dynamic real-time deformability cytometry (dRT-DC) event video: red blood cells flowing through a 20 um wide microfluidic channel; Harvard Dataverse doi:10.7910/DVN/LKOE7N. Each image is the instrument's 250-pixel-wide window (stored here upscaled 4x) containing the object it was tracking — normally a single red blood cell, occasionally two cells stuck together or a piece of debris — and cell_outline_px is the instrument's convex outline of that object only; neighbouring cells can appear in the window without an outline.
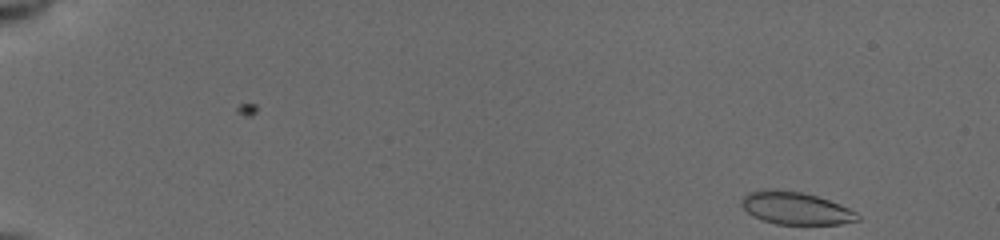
{"species": "common noctule bat (a hibernating species)", "species_latin": "Nyctalus noctula", "temperature_condition": "cold", "stored_images_in_passage": 52, "camera_frame_rate_fps": 3000, "um_per_image_px": 0.085, "animal": {"sex": "female", "body_mass_g": 19.5, "forearm_length_mm": 54.1}, "frame": {"image": 1, "passage_image": 1, "time_ms": 0.0, "image_size_px": [1000, 240], "cell_outline_px": [[860, 220], [840, 224], [776, 224], [764, 220], [748, 212], [740, 204], [740, 200], [748, 192], [768, 188], [776, 188], [800, 192], [816, 196], [840, 204], [856, 212], [860, 216]], "centroid_in_image_um": [67.63, 17.68], "position_along_channel_um": 17.4, "area_um2": 21.96}}
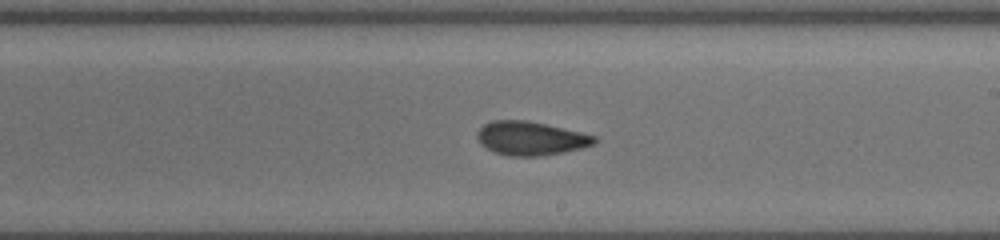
{"frame": {"image": 2, "passage_image": 31, "time_ms": 9.667, "image_size_px": [1000, 240], "cell_outline_px": [[596, 144], [564, 152], [540, 156], [508, 156], [492, 152], [480, 144], [476, 136], [476, 132], [484, 124], [492, 120], [528, 120], [580, 132], [596, 136]], "centroid_in_image_um": [45.06, 11.76], "position_along_channel_um": 243.9, "area_um2": 23.18}}
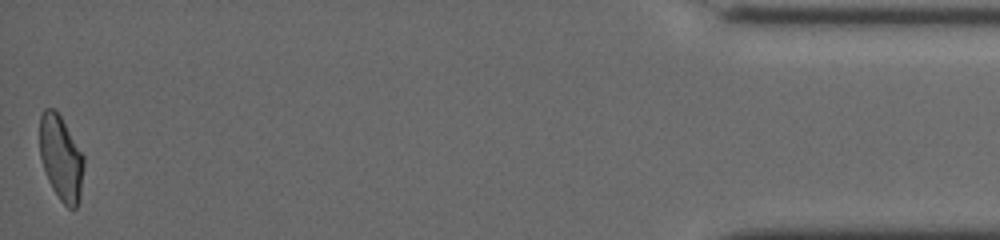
{"frame": {"image": 3, "passage_image": 52, "time_ms": 16.333, "image_size_px": [1000, 240], "cell_outline_px": [[84, 164], [80, 200], [76, 208], [68, 208], [60, 200], [52, 188], [48, 180], [40, 156], [40, 116], [44, 108], [52, 108], [60, 116], [84, 156]], "centroid_in_image_um": [5.19, 13.46], "position_along_channel_um": 430.0, "area_um2": 21.68}, "authors_computed_cell_mechanics": {"area_um2": 22.6576, "velocity_mm_per_s": 3.9307, "shape_relaxation_time_tau1_ms": 7.1938, "shape_relaxation_time_tau2_ms": 1.8709, "deformation_change_tau1": 0.1604, "deformation_change_tau2": 0.0804}}